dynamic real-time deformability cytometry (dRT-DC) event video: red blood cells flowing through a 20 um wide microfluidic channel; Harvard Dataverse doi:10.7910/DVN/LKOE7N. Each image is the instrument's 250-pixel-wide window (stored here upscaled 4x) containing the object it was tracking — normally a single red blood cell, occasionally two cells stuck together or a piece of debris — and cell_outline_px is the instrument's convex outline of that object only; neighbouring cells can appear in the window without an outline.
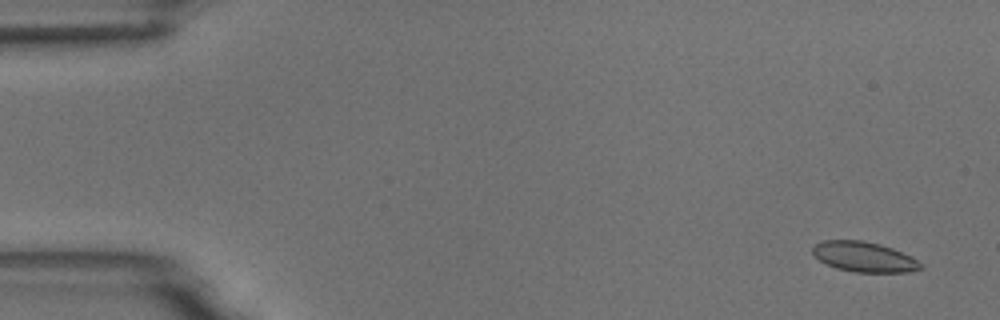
{"species": "common noctule bat (a hibernating species)", "species_latin": "Nyctalus noctula", "temperature_condition": "room temperature", "stored_images_in_passage": 7, "camera_frame_rate_fps": 3000, "um_per_image_px": 0.085, "animal": {"sex": "male", "body_mass_g": 18.8}, "frame": {"image": 1, "passage_image": 1, "time_ms": 0.0, "image_size_px": [1000, 320], "cell_outline_px": [[924, 268], [908, 272], [852, 272], [836, 268], [820, 260], [812, 252], [812, 244], [824, 240], [864, 240], [880, 244], [892, 248], [912, 256], [924, 264]], "centroid_in_image_um": [73.47, 21.83], "position_along_channel_um": 11.5, "area_um2": 19.19}}
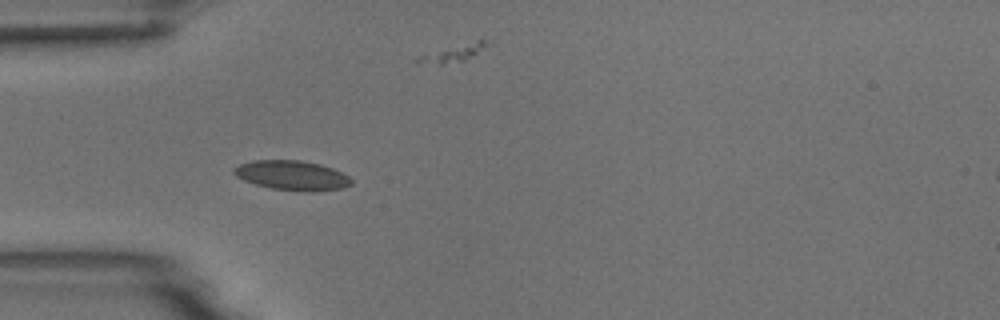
{"frame": {"image": 2, "passage_image": 5, "time_ms": 4.667, "image_size_px": [1000, 320], "cell_outline_px": [[352, 184], [344, 188], [312, 192], [272, 188], [256, 184], [244, 180], [236, 176], [232, 172], [232, 168], [240, 164], [252, 160], [300, 160], [320, 164], [332, 168], [348, 176], [352, 180]], "centroid_in_image_um": [24.82, 14.9], "position_along_channel_um": 60.2, "area_um2": 20.23}}